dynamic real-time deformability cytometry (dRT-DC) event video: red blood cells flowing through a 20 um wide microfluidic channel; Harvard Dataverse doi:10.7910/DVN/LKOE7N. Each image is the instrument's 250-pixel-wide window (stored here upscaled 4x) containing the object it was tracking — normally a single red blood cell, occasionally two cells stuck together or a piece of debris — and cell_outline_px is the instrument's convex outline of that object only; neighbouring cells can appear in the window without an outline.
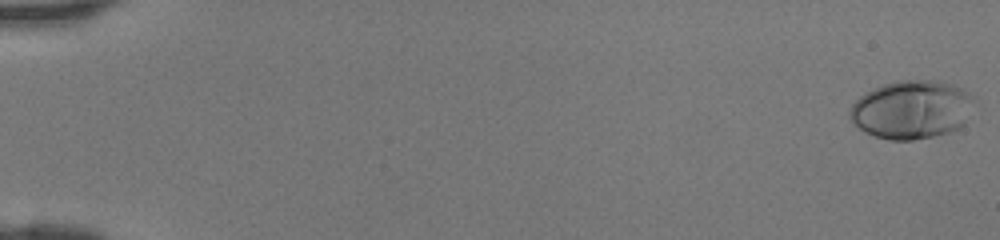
{"species": "human", "species_latin": "Homo sapiens", "temperature_condition": "room temperature", "stored_images_in_passage": 47, "camera_frame_rate_fps": 3000, "um_per_image_px": 0.085, "donor": {"sex": "female"}, "frame": {"image": 1, "passage_image": 1, "time_ms": 0.0, "image_size_px": [1000, 240], "cell_outline_px": [[972, 96], [964, 124], [948, 132], [932, 136], [912, 140], [888, 140], [864, 132], [848, 116], [848, 112], [852, 104], [860, 96], [884, 84], [896, 80], [940, 80], [952, 84], [968, 92]], "centroid_in_image_um": [77.44, 9.31], "position_along_channel_um": 7.6, "area_um2": 41.73}}
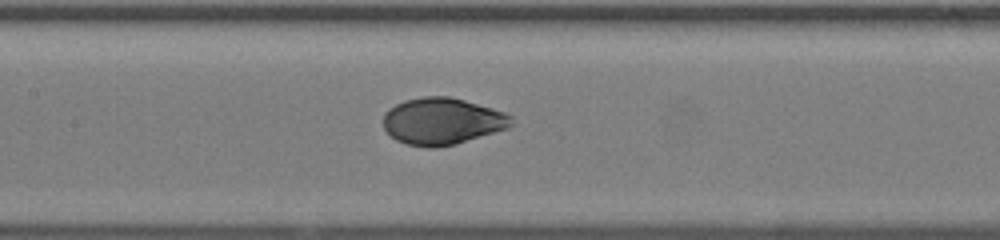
{"frame": {"image": 2, "passage_image": 24, "time_ms": 7.667, "image_size_px": [1000, 240], "cell_outline_px": [[512, 124], [508, 128], [456, 144], [436, 148], [428, 148], [408, 144], [396, 140], [384, 128], [384, 112], [388, 108], [404, 100], [424, 96], [448, 96], [464, 100], [492, 108], [504, 112], [512, 116]], "centroid_in_image_um": [37.58, 10.3], "position_along_channel_um": 169.8, "area_um2": 34.91}}
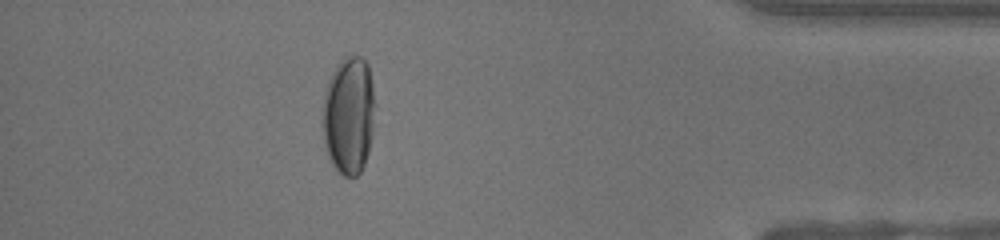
{"frame": {"image": 3, "passage_image": 42, "time_ms": 13.667, "image_size_px": [1000, 240], "cell_outline_px": [[376, 104], [372, 132], [368, 152], [364, 164], [360, 172], [356, 176], [344, 176], [332, 164], [328, 156], [324, 144], [324, 92], [328, 80], [336, 64], [344, 56], [360, 56], [368, 64]], "centroid_in_image_um": [29.66, 9.77], "position_along_channel_um": 405.5, "area_um2": 36.01}}